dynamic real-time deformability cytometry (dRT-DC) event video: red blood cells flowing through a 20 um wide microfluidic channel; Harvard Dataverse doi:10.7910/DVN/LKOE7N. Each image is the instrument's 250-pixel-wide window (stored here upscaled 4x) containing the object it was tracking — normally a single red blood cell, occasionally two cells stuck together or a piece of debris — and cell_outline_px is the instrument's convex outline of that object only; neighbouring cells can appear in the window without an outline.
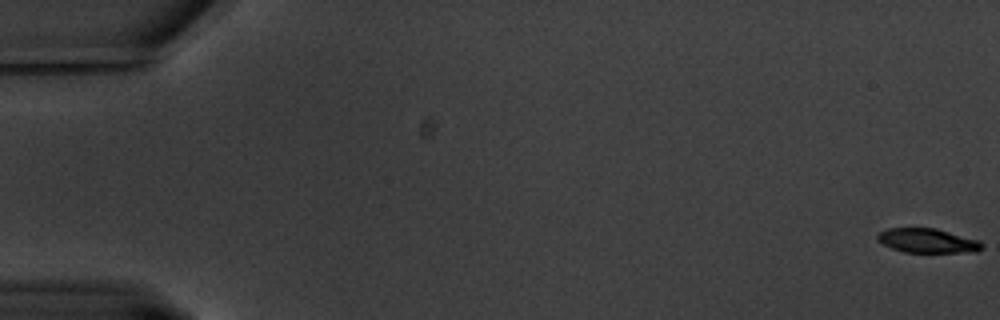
{"species": "common noctule bat (a hibernating species)", "species_latin": "Nyctalus noctula", "temperature_condition": "warm", "stored_images_in_passage": 63, "camera_frame_rate_fps": 3000, "um_per_image_px": 0.085, "animal": {"sex": "male", "body_mass_g": 20.1, "forearm_length_mm": 53.5}, "frame": {"image": 1, "passage_image": 1, "time_ms": 0.0, "image_size_px": [1000, 320], "cell_outline_px": [[984, 248], [976, 252], [904, 252], [892, 248], [876, 240], [876, 236], [880, 232], [888, 228], [936, 228], [980, 240], [984, 244]], "centroid_in_image_um": [78.88, 20.46], "position_along_channel_um": 6.1, "area_um2": 14.91}}
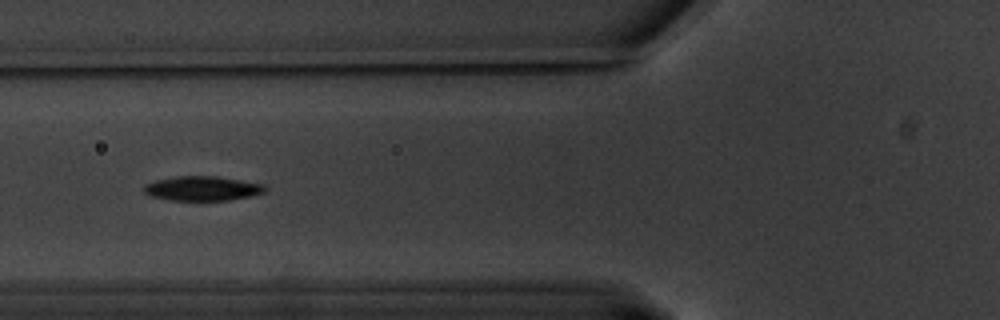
{"frame": {"image": 2, "passage_image": 25, "time_ms": 8.0, "image_size_px": [1000, 320], "cell_outline_px": [[268, 188], [264, 192], [248, 196], [228, 200], [168, 200], [152, 196], [144, 192], [144, 184], [156, 180], [176, 176], [216, 176], [264, 184]], "centroid_in_image_um": [17.19, 16.01], "position_along_channel_um": 108.6, "area_um2": 17.17}}
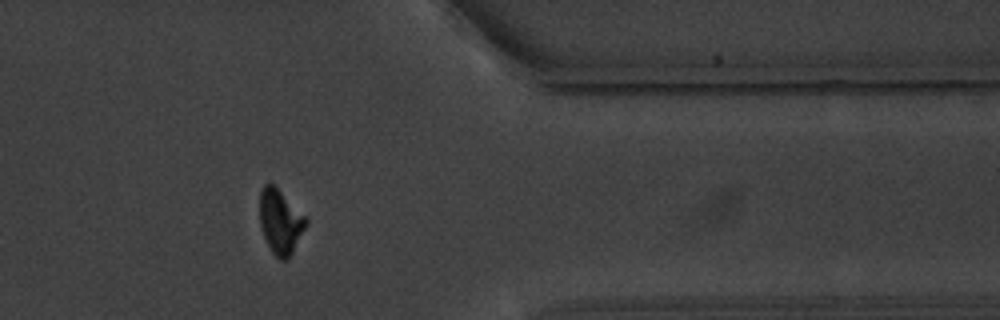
{"frame": {"image": 3, "passage_image": 52, "time_ms": 17.0, "image_size_px": [1000, 320], "cell_outline_px": [[308, 224], [288, 260], [280, 260], [272, 252], [264, 236], [260, 224], [260, 192], [264, 184], [272, 184], [308, 220]], "centroid_in_image_um": [23.83, 18.89], "position_along_channel_um": 387.6, "area_um2": 16.94}, "authors_computed_cell_mechanics": {"area_um2": 17.1088, "velocity_mm_per_s": 3.2662, "shape_relaxation_time_tau1_ms": 2.4784, "shape_relaxation_time_tau2_ms": null, "deformation_change_tau1": 0.1438, "deformation_change_tau2": null}}